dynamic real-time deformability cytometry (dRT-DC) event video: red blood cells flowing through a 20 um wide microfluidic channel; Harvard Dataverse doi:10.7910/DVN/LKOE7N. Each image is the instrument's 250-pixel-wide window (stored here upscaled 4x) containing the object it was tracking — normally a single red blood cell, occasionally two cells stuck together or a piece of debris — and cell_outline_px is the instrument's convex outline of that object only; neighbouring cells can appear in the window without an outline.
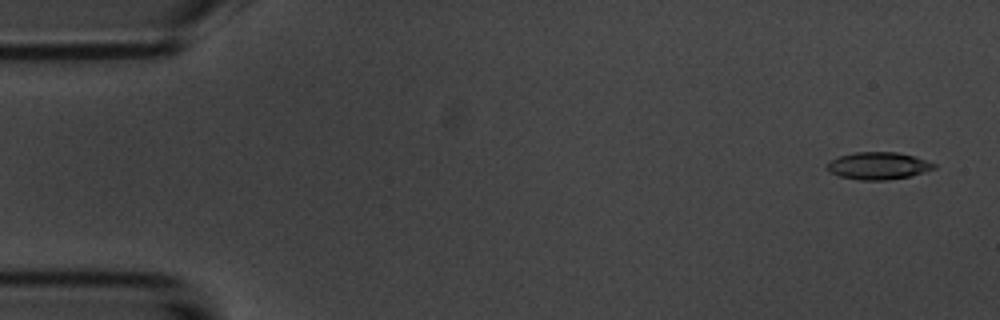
{"species": "common noctule bat (a hibernating species)", "species_latin": "Nyctalus noctula", "temperature_condition": "room temperature", "stored_images_in_passage": 51, "camera_frame_rate_fps": 3000, "um_per_image_px": 0.085, "animal": {"sex": "male", "body_mass_g": 20.1, "forearm_length_mm": 53.5}, "frame": {"image": 1, "passage_image": 3, "time_ms": 0.667, "image_size_px": [1000, 320], "cell_outline_px": [[936, 168], [924, 172], [908, 176], [888, 180], [860, 180], [840, 176], [832, 172], [828, 168], [828, 160], [840, 156], [856, 152], [896, 152], [916, 156], [936, 164]], "centroid_in_image_um": [74.68, 14.08], "position_along_channel_um": 10.3, "area_um2": 16.88}}
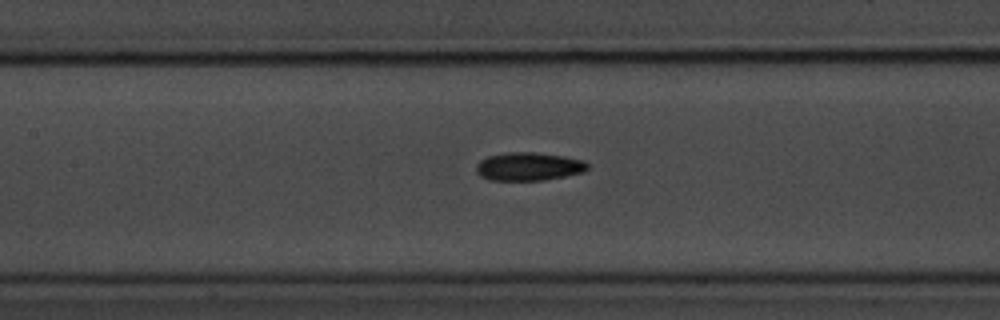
{"frame": {"image": 2, "passage_image": 25, "time_ms": 8.0, "image_size_px": [1000, 320], "cell_outline_px": [[588, 168], [584, 172], [544, 180], [488, 180], [480, 176], [476, 172], [476, 164], [480, 160], [488, 156], [508, 152], [536, 152], [564, 156], [584, 160], [588, 164]], "centroid_in_image_um": [44.92, 14.15], "position_along_channel_um": 162.5, "area_um2": 18.44}}
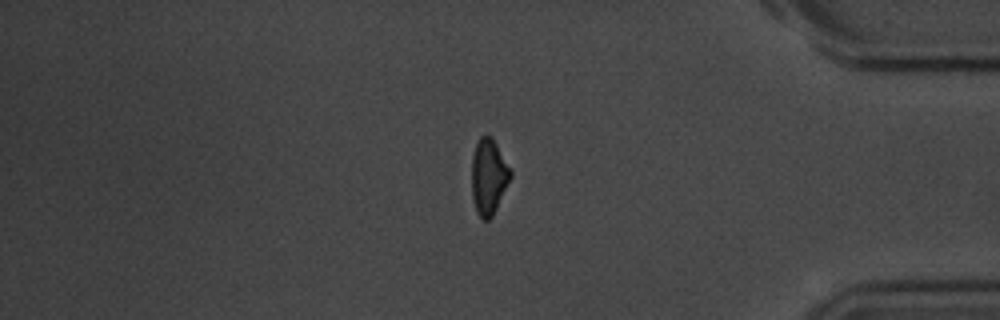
{"frame": {"image": 3, "passage_image": 46, "time_ms": 15.0, "image_size_px": [1000, 320], "cell_outline_px": [[512, 176], [492, 216], [488, 220], [480, 220], [476, 212], [472, 200], [472, 156], [476, 144], [480, 136], [492, 136], [512, 168]], "centroid_in_image_um": [41.54, 15.01], "position_along_channel_um": 393.7, "area_um2": 17.4}, "authors_computed_cell_mechanics": {"area_um2": 17.5712, "velocity_mm_per_s": 3.7064, "shape_relaxation_time_tau1_ms": 3.0829, "shape_relaxation_time_tau2_ms": 6.1697, "deformation_change_tau1": 0.114, "deformation_change_tau2": 0.1373}}